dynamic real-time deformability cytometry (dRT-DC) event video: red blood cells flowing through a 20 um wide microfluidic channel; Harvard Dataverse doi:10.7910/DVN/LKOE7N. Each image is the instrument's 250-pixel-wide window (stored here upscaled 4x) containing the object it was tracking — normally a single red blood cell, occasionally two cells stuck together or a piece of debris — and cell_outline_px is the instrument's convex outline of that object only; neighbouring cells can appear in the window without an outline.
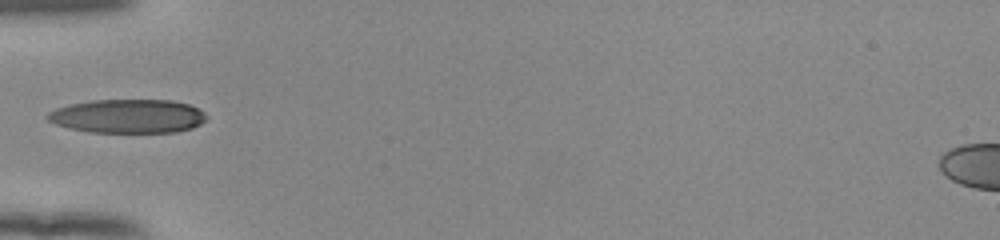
{"species": "human", "species_latin": "Homo sapiens", "temperature_condition": "room temperature", "stored_images_in_passage": 35, "camera_frame_rate_fps": 3000, "um_per_image_px": 0.085, "donor": {"sex": "female"}, "frame": {"image": 1, "passage_image": 1, "time_ms": 0.0, "image_size_px": [1000, 240], "cell_outline_px": [[208, 120], [192, 128], [176, 132], [88, 132], [68, 128], [56, 124], [48, 120], [44, 116], [48, 112], [56, 108], [72, 104], [92, 100], [172, 100], [188, 104], [204, 112], [208, 116]], "centroid_in_image_um": [10.88, 9.88], "position_along_channel_um": 74.1, "area_um2": 31.44}}
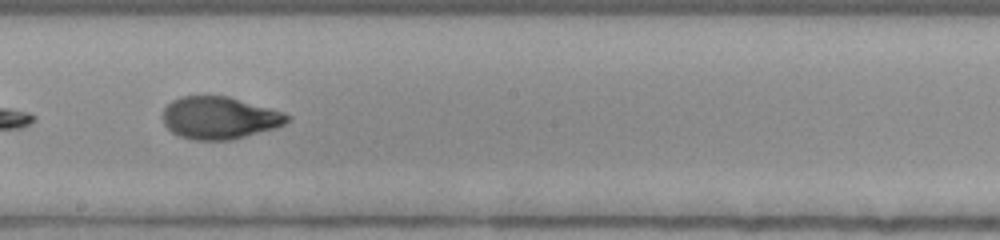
{"frame": {"image": 2, "passage_image": 13, "time_ms": 4.0, "image_size_px": [1000, 240], "cell_outline_px": [[292, 116], [284, 124], [276, 128], [232, 140], [192, 140], [180, 136], [172, 132], [164, 124], [164, 108], [172, 100], [180, 96], [228, 96], [268, 108]], "centroid_in_image_um": [18.64, 10.03], "position_along_channel_um": 229.6, "area_um2": 30.52}}
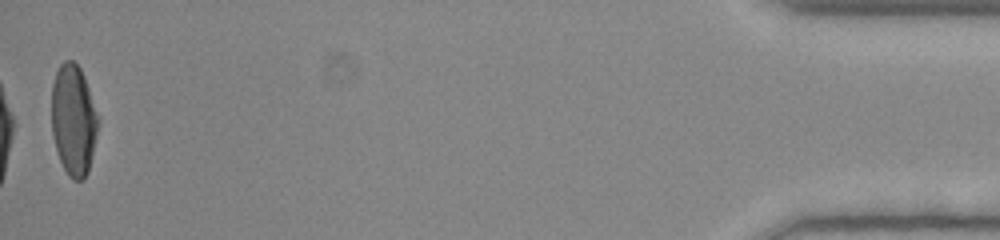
{"frame": {"image": 3, "passage_image": 35, "time_ms": 11.333, "image_size_px": [1000, 240], "cell_outline_px": [[100, 116], [96, 136], [88, 172], [84, 180], [72, 180], [68, 176], [60, 160], [56, 148], [52, 132], [52, 84], [56, 72], [60, 64], [64, 60], [72, 60], [80, 68], [84, 76]], "centroid_in_image_um": [6.26, 10.19], "position_along_channel_um": 428.9, "area_um2": 30.23}, "authors_computed_cell_mechanics": {"area_um2": 30.8652, "velocity_mm_per_s": 3.8901, "shape_relaxation_time_tau1_ms": 4.8668, "shape_relaxation_time_tau2_ms": 1.0602, "deformation_change_tau1": 0.2039, "deformation_change_tau2": 0.0582}}